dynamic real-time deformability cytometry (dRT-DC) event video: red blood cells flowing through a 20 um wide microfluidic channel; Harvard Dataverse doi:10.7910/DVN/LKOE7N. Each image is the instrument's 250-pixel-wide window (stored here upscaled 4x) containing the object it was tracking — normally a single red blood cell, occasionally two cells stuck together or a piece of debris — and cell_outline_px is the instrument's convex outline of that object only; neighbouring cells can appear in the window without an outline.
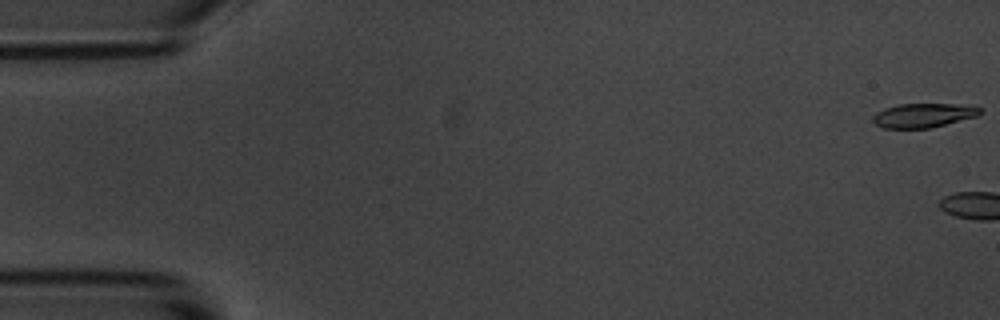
{"species": "common noctule bat (a hibernating species)", "species_latin": "Nyctalus noctula", "temperature_condition": "room temperature", "stored_images_in_passage": 7, "camera_frame_rate_fps": 3000, "um_per_image_px": 0.085, "animal": {"sex": "male", "body_mass_g": 20.1, "forearm_length_mm": 53.5}, "frame": {"image": 1, "passage_image": 1, "time_ms": 0.0, "image_size_px": [1000, 320], "cell_outline_px": [[984, 108], [976, 116], [928, 128], [884, 128], [876, 124], [872, 120], [872, 116], [876, 112], [884, 108], [900, 104], [956, 104]], "centroid_in_image_um": [78.44, 9.8], "position_along_channel_um": 6.6, "area_um2": 14.85}}
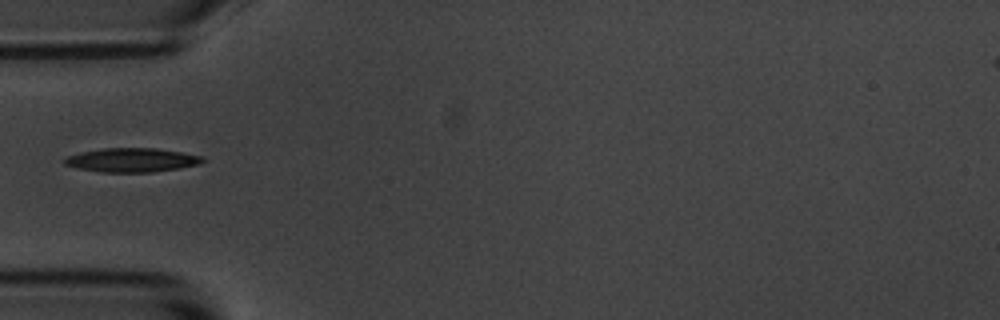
{"frame": {"image": 2, "passage_image": 7, "time_ms": 2.0, "image_size_px": [1000, 320], "cell_outline_px": [[204, 160], [200, 164], [180, 168], [152, 172], [104, 172], [80, 168], [64, 164], [64, 160], [68, 156], [80, 152], [104, 148], [156, 148], [204, 156]], "centroid_in_image_um": [11.25, 13.6], "position_along_channel_um": 73.8, "area_um2": 19.13}}